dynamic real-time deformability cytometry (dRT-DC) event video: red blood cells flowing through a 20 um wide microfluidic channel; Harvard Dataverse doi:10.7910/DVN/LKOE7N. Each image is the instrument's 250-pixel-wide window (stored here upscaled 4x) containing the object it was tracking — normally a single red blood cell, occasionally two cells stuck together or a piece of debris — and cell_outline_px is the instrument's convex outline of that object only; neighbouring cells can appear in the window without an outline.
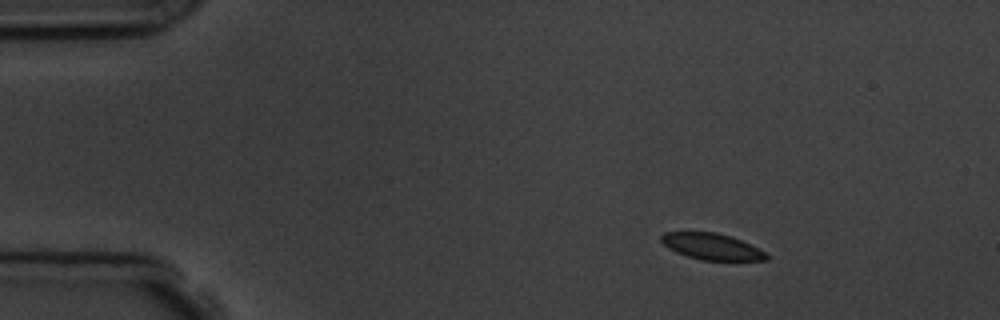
{"species": "common noctule bat (a hibernating species)", "species_latin": "Nyctalus noctula", "temperature_condition": "room temperature", "stored_images_in_passage": 5, "camera_frame_rate_fps": 3000, "um_per_image_px": 0.085, "animal": {"sex": "male", "body_mass_g": 19.5, "forearm_length_mm": 54.6}, "frame": {"image": 1, "passage_image": 1, "time_ms": 0.0, "image_size_px": [1000, 320], "cell_outline_px": [[768, 260], [700, 260], [676, 252], [668, 248], [660, 240], [660, 236], [664, 232], [716, 232], [732, 236], [764, 252], [768, 256]], "centroid_in_image_um": [60.45, 20.95], "position_along_channel_um": 24.6, "area_um2": 15.95}}
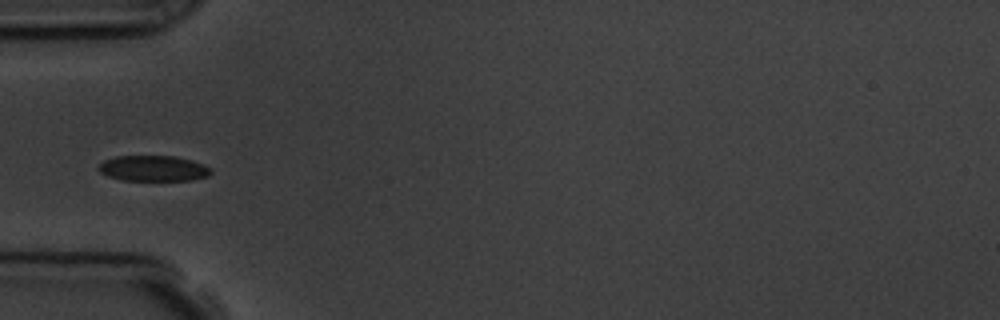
{"frame": {"image": 2, "passage_image": 3, "time_ms": 3.333, "image_size_px": [1000, 320], "cell_outline_px": [[212, 172], [208, 176], [192, 180], [120, 180], [108, 176], [100, 172], [96, 168], [104, 160], [116, 156], [176, 156], [192, 160], [204, 164], [212, 168]], "centroid_in_image_um": [13.05, 14.31], "position_along_channel_um": 72.0, "area_um2": 16.94}}